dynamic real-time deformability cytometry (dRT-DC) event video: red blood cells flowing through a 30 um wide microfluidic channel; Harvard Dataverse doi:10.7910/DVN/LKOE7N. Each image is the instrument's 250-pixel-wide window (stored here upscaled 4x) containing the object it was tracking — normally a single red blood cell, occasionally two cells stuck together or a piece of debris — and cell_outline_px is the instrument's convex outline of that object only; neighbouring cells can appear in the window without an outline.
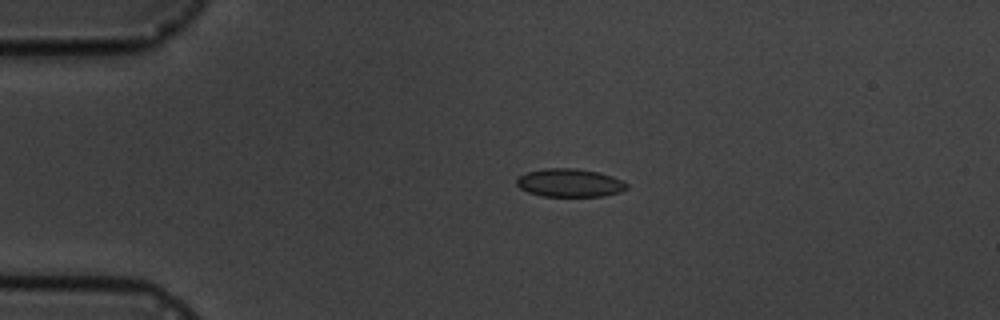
{"species": "common noctule bat (a hibernating species)", "species_latin": "Nyctalus noctula", "temperature_condition": "cold", "stored_images_in_passage": 4, "camera_frame_rate_fps": 3000, "um_per_image_px": 0.085, "animal": {"sex": "male", "body_mass_g": 19.5, "forearm_length_mm": 54.6}, "frame": {"image": 1, "passage_image": 3, "time_ms": 2.333, "image_size_px": [1000, 320], "cell_outline_px": [[628, 188], [620, 192], [604, 196], [540, 196], [528, 192], [520, 188], [516, 184], [516, 180], [520, 176], [528, 172], [544, 168], [576, 168], [596, 172], [612, 176], [624, 180], [628, 184]], "centroid_in_image_um": [48.45, 15.54], "position_along_channel_um": 36.6, "area_um2": 18.15}}